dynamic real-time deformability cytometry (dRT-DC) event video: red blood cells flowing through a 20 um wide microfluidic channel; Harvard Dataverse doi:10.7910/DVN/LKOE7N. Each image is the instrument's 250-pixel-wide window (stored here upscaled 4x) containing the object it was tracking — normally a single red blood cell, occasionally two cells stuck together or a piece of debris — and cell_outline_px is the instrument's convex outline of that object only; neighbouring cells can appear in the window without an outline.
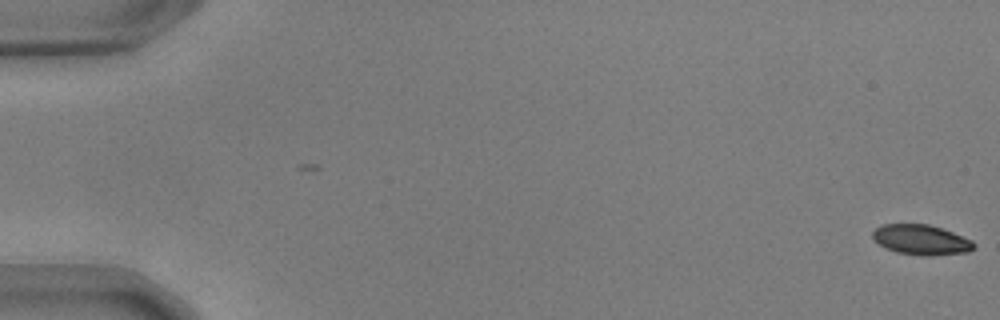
{"species": "common noctule bat (a hibernating species)", "species_latin": "Nyctalus noctula", "temperature_condition": "warm", "stored_images_in_passage": 13, "camera_frame_rate_fps": 3000, "um_per_image_px": 0.085, "animal": {"sex": "male", "body_mass_g": 17.9, "forearm_length_mm": 54.2}, "frame": {"image": 1, "passage_image": 1, "time_ms": 0.0, "image_size_px": [1000, 320], "cell_outline_px": [[976, 248], [968, 252], [932, 256], [924, 256], [896, 252], [884, 248], [872, 240], [872, 232], [880, 224], [928, 224], [952, 232], [972, 240], [976, 244]], "centroid_in_image_um": [78.28, 20.39], "position_along_channel_um": 6.7, "area_um2": 18.03}}